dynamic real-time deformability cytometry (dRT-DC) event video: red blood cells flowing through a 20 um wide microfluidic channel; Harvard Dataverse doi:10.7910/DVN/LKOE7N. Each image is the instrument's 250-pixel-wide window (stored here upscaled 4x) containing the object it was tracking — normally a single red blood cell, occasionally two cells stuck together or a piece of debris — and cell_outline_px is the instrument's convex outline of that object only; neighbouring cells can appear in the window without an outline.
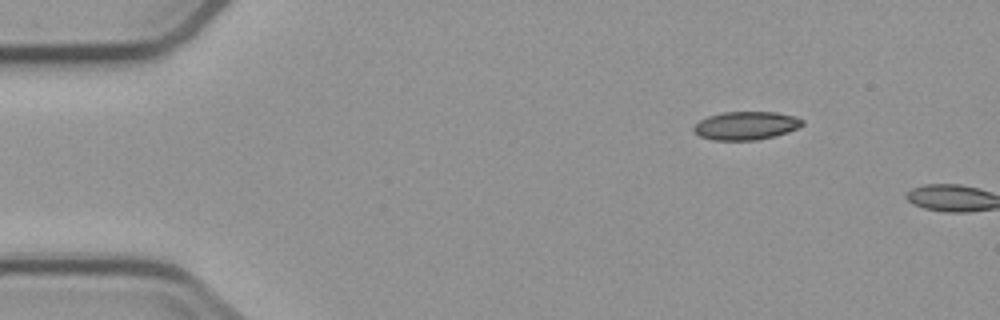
{"species": "common noctule bat (a hibernating species)", "species_latin": "Nyctalus noctula", "temperature_condition": "cold", "stored_images_in_passage": 2, "camera_frame_rate_fps": 3000, "um_per_image_px": 0.085, "animal": {"sex": "male", "body_mass_g": 23.1, "forearm_length_mm": 52.7}, "frame": {"image": 1, "passage_image": 1, "time_ms": 0.0, "image_size_px": [1000, 320], "cell_outline_px": [[804, 124], [788, 132], [776, 136], [756, 140], [712, 140], [700, 136], [692, 128], [700, 120], [708, 116], [724, 112], [776, 112], [796, 116], [804, 120]], "centroid_in_image_um": [63.44, 10.68], "position_along_channel_um": 21.6, "area_um2": 17.92}}